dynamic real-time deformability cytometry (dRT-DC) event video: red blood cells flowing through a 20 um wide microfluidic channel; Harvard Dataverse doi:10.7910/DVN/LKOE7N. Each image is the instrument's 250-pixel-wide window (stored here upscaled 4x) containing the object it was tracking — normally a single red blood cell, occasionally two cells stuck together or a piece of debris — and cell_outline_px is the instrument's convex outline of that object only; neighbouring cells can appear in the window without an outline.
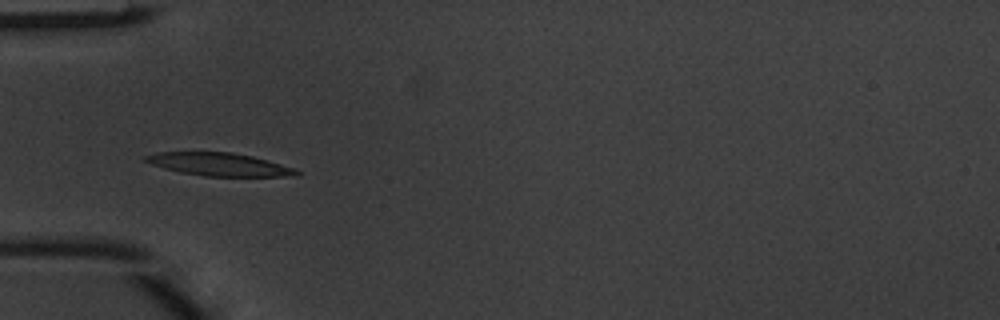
{"species": "common noctule bat (a hibernating species)", "species_latin": "Nyctalus noctula", "temperature_condition": "warm", "stored_images_in_passage": 5, "camera_frame_rate_fps": 3000, "um_per_image_px": 0.085, "animal": {"sex": "male", "body_mass_g": 20.1, "forearm_length_mm": 53.5}, "frame": {"image": 1, "passage_image": 5, "time_ms": 1.333, "image_size_px": [1000, 320], "cell_outline_px": [[300, 172], [296, 176], [204, 176], [180, 172], [164, 168], [152, 164], [144, 160], [144, 156], [156, 152], [232, 152], [252, 156], [296, 168]], "centroid_in_image_um": [18.64, 13.97], "position_along_channel_um": 66.4, "area_um2": 20.11}}